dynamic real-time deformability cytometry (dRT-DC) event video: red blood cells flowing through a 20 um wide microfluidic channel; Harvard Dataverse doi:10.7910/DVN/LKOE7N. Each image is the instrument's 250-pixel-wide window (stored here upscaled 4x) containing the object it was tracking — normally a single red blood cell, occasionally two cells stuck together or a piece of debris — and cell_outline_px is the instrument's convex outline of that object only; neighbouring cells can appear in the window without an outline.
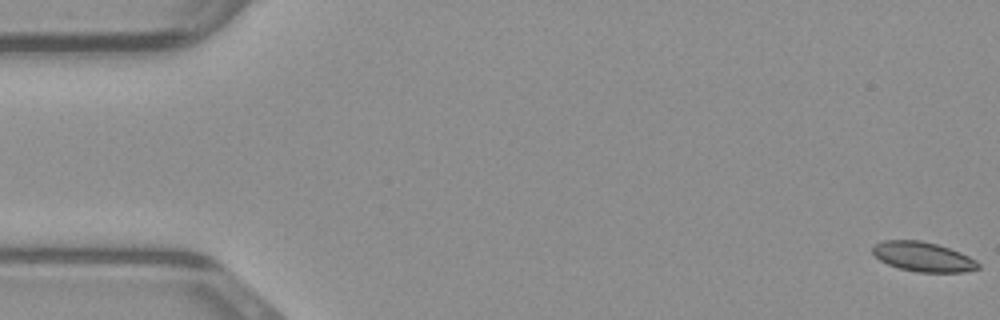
{"species": "common noctule bat (a hibernating species)", "species_latin": "Nyctalus noctula", "temperature_condition": "warm", "stored_images_in_passage": 50, "camera_frame_rate_fps": 3000, "um_per_image_px": 0.085, "animal": {"sex": "male", "body_mass_g": 23.1, "forearm_length_mm": 52.7}, "frame": {"image": 1, "passage_image": 1, "time_ms": 0.0, "image_size_px": [1000, 320], "cell_outline_px": [[980, 268], [964, 272], [916, 272], [900, 268], [888, 264], [880, 260], [872, 252], [872, 248], [876, 244], [884, 240], [920, 240], [936, 244], [960, 252], [976, 260], [980, 264]], "centroid_in_image_um": [78.47, 21.83], "position_along_channel_um": 6.5, "area_um2": 18.09}}
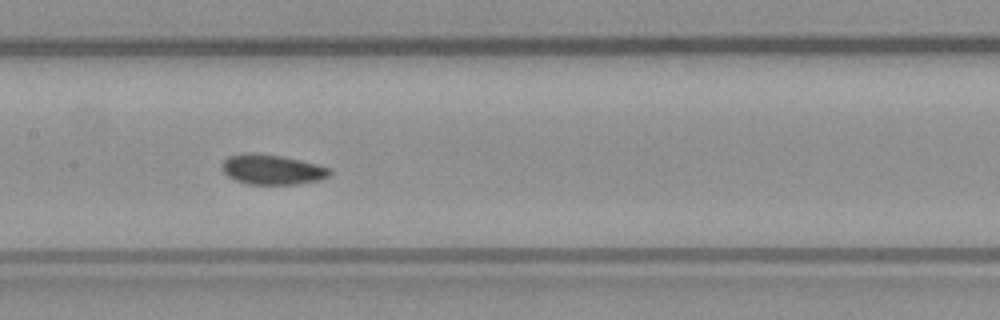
{"frame": {"image": 2, "passage_image": 24, "time_ms": 7.667, "image_size_px": [1000, 320], "cell_outline_px": [[332, 172], [328, 176], [320, 180], [296, 184], [248, 184], [236, 180], [228, 176], [220, 168], [220, 164], [228, 156], [244, 152], [252, 152], [280, 156], [300, 160], [332, 168]], "centroid_in_image_um": [23.1, 14.4], "position_along_channel_um": 184.3, "area_um2": 18.96}}
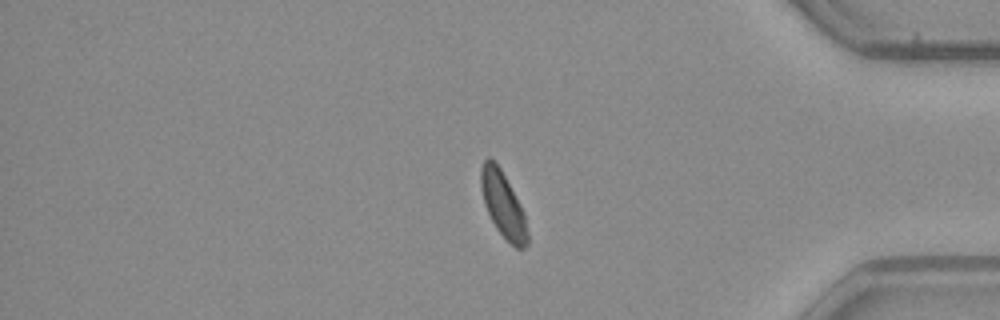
{"frame": {"image": 3, "passage_image": 41, "time_ms": 13.333, "image_size_px": [1000, 320], "cell_outline_px": [[528, 244], [524, 248], [516, 248], [496, 228], [484, 204], [480, 184], [480, 168], [484, 160], [488, 156], [500, 168], [520, 204], [524, 212], [528, 232]], "centroid_in_image_um": [42.76, 17.39], "position_along_channel_um": 392.4, "area_um2": 17.51}}